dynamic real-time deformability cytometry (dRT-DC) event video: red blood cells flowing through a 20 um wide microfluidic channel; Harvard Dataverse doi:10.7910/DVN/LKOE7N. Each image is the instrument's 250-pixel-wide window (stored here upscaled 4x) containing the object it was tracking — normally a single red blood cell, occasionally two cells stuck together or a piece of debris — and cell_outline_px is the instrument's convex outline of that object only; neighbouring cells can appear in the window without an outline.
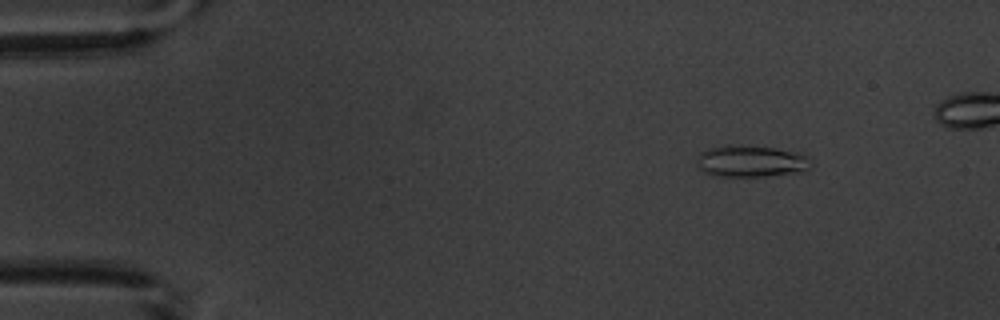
{"species": "common noctule bat (a hibernating species)", "species_latin": "Nyctalus noctula", "temperature_condition": "warm", "stored_images_in_passage": 5, "camera_frame_rate_fps": 3000, "um_per_image_px": 0.085, "animal": {"sex": "male", "body_mass_g": 20.1, "forearm_length_mm": 53.5}, "frame": {"image": 1, "passage_image": 2, "time_ms": 2.0, "image_size_px": [1000, 320], "cell_outline_px": [[812, 168], [804, 172], [764, 176], [712, 176], [704, 172], [700, 168], [700, 152], [708, 148], [720, 144], [732, 144], [772, 148], [800, 152], [808, 156], [812, 164]], "centroid_in_image_um": [63.9, 13.7], "position_along_channel_um": 21.1, "area_um2": 21.33}}